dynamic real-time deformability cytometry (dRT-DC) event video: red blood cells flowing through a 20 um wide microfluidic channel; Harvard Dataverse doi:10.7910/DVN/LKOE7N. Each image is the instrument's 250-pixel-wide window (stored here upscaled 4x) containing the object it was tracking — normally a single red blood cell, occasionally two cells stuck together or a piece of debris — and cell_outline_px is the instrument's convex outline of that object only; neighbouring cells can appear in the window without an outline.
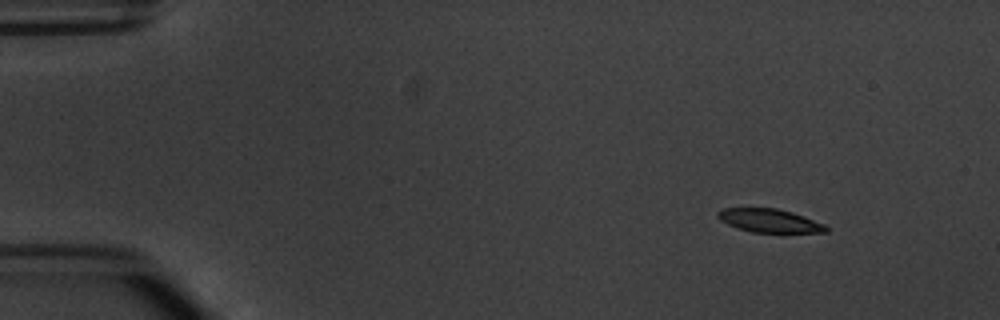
{"species": "common noctule bat (a hibernating species)", "species_latin": "Nyctalus noctula", "temperature_condition": "warm", "stored_images_in_passage": 4, "camera_frame_rate_fps": 3000, "um_per_image_px": 0.085, "animal": {"sex": "male", "body_mass_g": 20.1, "forearm_length_mm": 53.5}, "frame": {"image": 1, "passage_image": 1, "time_ms": 0.0, "image_size_px": [1000, 320], "cell_outline_px": [[828, 232], [752, 232], [736, 228], [720, 220], [716, 216], [716, 212], [720, 208], [776, 208], [792, 212], [824, 224], [828, 228]], "centroid_in_image_um": [65.34, 18.75], "position_along_channel_um": 19.7, "area_um2": 14.74}}
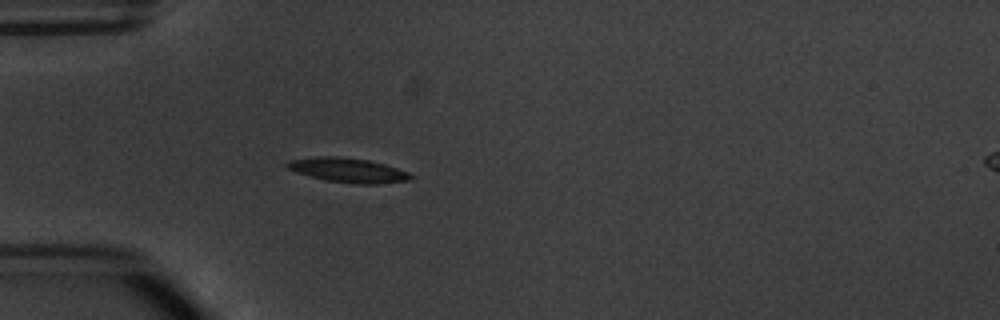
{"frame": {"image": 2, "passage_image": 4, "time_ms": 3.333, "image_size_px": [1000, 320], "cell_outline_px": [[416, 176], [412, 180], [380, 184], [356, 184], [324, 180], [296, 172], [288, 168], [284, 164], [288, 160], [316, 156], [336, 156], [368, 160], [384, 164], [408, 172]], "centroid_in_image_um": [29.6, 14.47], "position_along_channel_um": 55.4, "area_um2": 17.8}}